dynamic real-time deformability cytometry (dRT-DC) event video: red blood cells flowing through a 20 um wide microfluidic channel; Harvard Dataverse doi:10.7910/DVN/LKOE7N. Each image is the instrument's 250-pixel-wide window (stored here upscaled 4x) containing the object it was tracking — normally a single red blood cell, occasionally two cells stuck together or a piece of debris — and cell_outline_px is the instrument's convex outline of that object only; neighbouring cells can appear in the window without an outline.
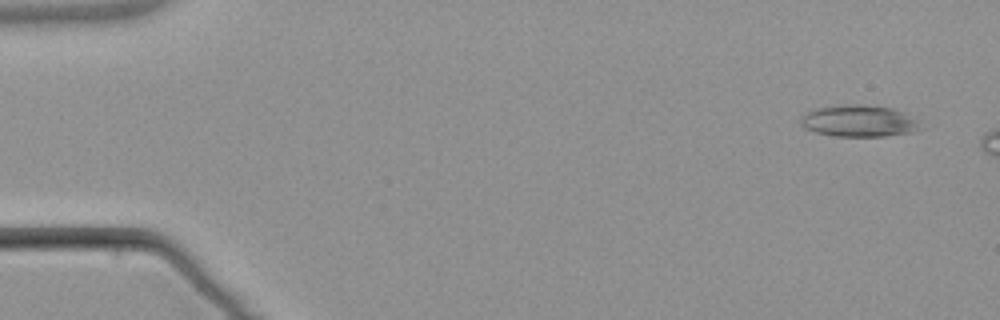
{"species": "common noctule bat (a hibernating species)", "species_latin": "Nyctalus noctula", "temperature_condition": "warm", "stored_images_in_passage": 3, "camera_frame_rate_fps": 3000, "um_per_image_px": 0.085, "animal": {"sex": "male", "body_mass_g": 21.5, "forearm_length_mm": 52.0}, "frame": {"image": 1, "passage_image": 1, "time_ms": 0.0, "image_size_px": [1000, 320], "cell_outline_px": [[924, 128], [912, 132], [884, 136], [832, 136], [816, 132], [804, 128], [800, 124], [800, 120], [808, 112], [816, 108], [848, 104], [856, 104], [892, 108], [904, 112], [916, 120]], "centroid_in_image_um": [73.02, 10.29], "position_along_channel_um": 12.0, "area_um2": 21.96}}